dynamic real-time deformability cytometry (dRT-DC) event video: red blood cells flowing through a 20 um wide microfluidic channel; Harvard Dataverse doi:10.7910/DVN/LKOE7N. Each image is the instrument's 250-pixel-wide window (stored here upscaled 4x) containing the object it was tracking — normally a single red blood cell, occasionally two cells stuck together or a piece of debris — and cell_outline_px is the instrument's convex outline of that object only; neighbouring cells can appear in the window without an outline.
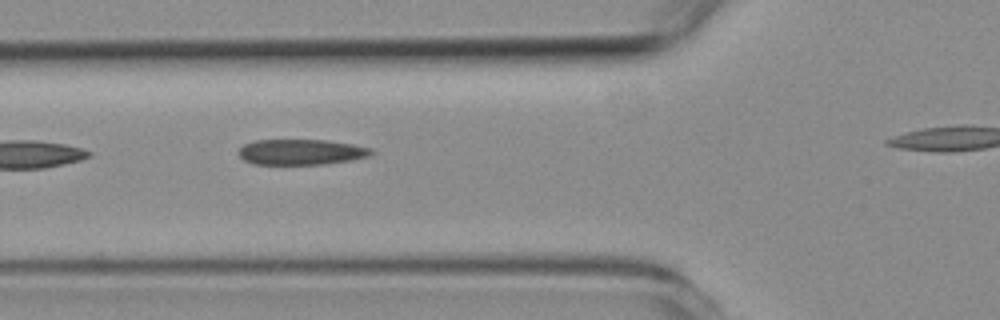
{"species": "common noctule bat (a hibernating species)", "species_latin": "Nyctalus noctula", "temperature_condition": "room temperature", "stored_images_in_passage": 5, "segment_of_instrument_passage": [1, 2], "camera_frame_rate_fps": 3000, "um_per_image_px": 0.085, "animal": {"sex": "female", "body_mass_g": 19.3, "forearm_length_mm": 54.1}, "frame": {"image": 1, "passage_image": 4, "time_ms": 4.0, "image_size_px": [1000, 320], "cell_outline_px": [[376, 152], [368, 156], [352, 160], [324, 164], [252, 164], [244, 160], [240, 156], [240, 148], [244, 144], [256, 140], [324, 140], [352, 144], [372, 148]], "centroid_in_image_um": [25.63, 12.92], "position_along_channel_um": 100.2, "area_um2": 19.71}}